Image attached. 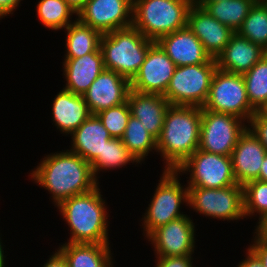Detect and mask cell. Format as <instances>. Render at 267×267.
I'll return each mask as SVG.
<instances>
[{
    "label": "cell",
    "instance_id": "1",
    "mask_svg": "<svg viewBox=\"0 0 267 267\" xmlns=\"http://www.w3.org/2000/svg\"><path fill=\"white\" fill-rule=\"evenodd\" d=\"M32 170L31 178L52 194L57 206L61 201L95 189L99 181L91 165L78 154L69 150L52 153Z\"/></svg>",
    "mask_w": 267,
    "mask_h": 267
},
{
    "label": "cell",
    "instance_id": "2",
    "mask_svg": "<svg viewBox=\"0 0 267 267\" xmlns=\"http://www.w3.org/2000/svg\"><path fill=\"white\" fill-rule=\"evenodd\" d=\"M201 107L173 106L167 109L157 152L166 161L165 170H176L199 146Z\"/></svg>",
    "mask_w": 267,
    "mask_h": 267
},
{
    "label": "cell",
    "instance_id": "3",
    "mask_svg": "<svg viewBox=\"0 0 267 267\" xmlns=\"http://www.w3.org/2000/svg\"><path fill=\"white\" fill-rule=\"evenodd\" d=\"M100 188L61 201L57 207L70 227L67 243L110 244L108 214Z\"/></svg>",
    "mask_w": 267,
    "mask_h": 267
},
{
    "label": "cell",
    "instance_id": "4",
    "mask_svg": "<svg viewBox=\"0 0 267 267\" xmlns=\"http://www.w3.org/2000/svg\"><path fill=\"white\" fill-rule=\"evenodd\" d=\"M154 43L133 26L105 33L100 43L104 68L131 81Z\"/></svg>",
    "mask_w": 267,
    "mask_h": 267
},
{
    "label": "cell",
    "instance_id": "5",
    "mask_svg": "<svg viewBox=\"0 0 267 267\" xmlns=\"http://www.w3.org/2000/svg\"><path fill=\"white\" fill-rule=\"evenodd\" d=\"M192 5V0H136L132 26L146 38L157 42L187 26Z\"/></svg>",
    "mask_w": 267,
    "mask_h": 267
},
{
    "label": "cell",
    "instance_id": "6",
    "mask_svg": "<svg viewBox=\"0 0 267 267\" xmlns=\"http://www.w3.org/2000/svg\"><path fill=\"white\" fill-rule=\"evenodd\" d=\"M216 60L207 63L176 67L163 95L173 106L203 107L207 101Z\"/></svg>",
    "mask_w": 267,
    "mask_h": 267
},
{
    "label": "cell",
    "instance_id": "7",
    "mask_svg": "<svg viewBox=\"0 0 267 267\" xmlns=\"http://www.w3.org/2000/svg\"><path fill=\"white\" fill-rule=\"evenodd\" d=\"M162 173L142 219L145 238L158 227L184 216L185 214L180 212L181 203L185 202L188 206V187L183 188L178 177L179 172L164 169Z\"/></svg>",
    "mask_w": 267,
    "mask_h": 267
},
{
    "label": "cell",
    "instance_id": "8",
    "mask_svg": "<svg viewBox=\"0 0 267 267\" xmlns=\"http://www.w3.org/2000/svg\"><path fill=\"white\" fill-rule=\"evenodd\" d=\"M204 109L237 116L249 121L256 111L251 107L243 75L216 69Z\"/></svg>",
    "mask_w": 267,
    "mask_h": 267
},
{
    "label": "cell",
    "instance_id": "9",
    "mask_svg": "<svg viewBox=\"0 0 267 267\" xmlns=\"http://www.w3.org/2000/svg\"><path fill=\"white\" fill-rule=\"evenodd\" d=\"M245 122L232 114L214 112L202 107L198 149L231 156L239 137L248 128Z\"/></svg>",
    "mask_w": 267,
    "mask_h": 267
},
{
    "label": "cell",
    "instance_id": "10",
    "mask_svg": "<svg viewBox=\"0 0 267 267\" xmlns=\"http://www.w3.org/2000/svg\"><path fill=\"white\" fill-rule=\"evenodd\" d=\"M188 205L199 214L219 220L244 219L243 186L212 189L188 187Z\"/></svg>",
    "mask_w": 267,
    "mask_h": 267
},
{
    "label": "cell",
    "instance_id": "11",
    "mask_svg": "<svg viewBox=\"0 0 267 267\" xmlns=\"http://www.w3.org/2000/svg\"><path fill=\"white\" fill-rule=\"evenodd\" d=\"M190 173L187 187L224 188L236 185L231 156L209 153L197 149L177 169Z\"/></svg>",
    "mask_w": 267,
    "mask_h": 267
},
{
    "label": "cell",
    "instance_id": "12",
    "mask_svg": "<svg viewBox=\"0 0 267 267\" xmlns=\"http://www.w3.org/2000/svg\"><path fill=\"white\" fill-rule=\"evenodd\" d=\"M76 16L83 24L105 34L132 26L133 5L127 0H90Z\"/></svg>",
    "mask_w": 267,
    "mask_h": 267
},
{
    "label": "cell",
    "instance_id": "13",
    "mask_svg": "<svg viewBox=\"0 0 267 267\" xmlns=\"http://www.w3.org/2000/svg\"><path fill=\"white\" fill-rule=\"evenodd\" d=\"M176 67L162 47L155 42L149 48L138 73L130 81V88L139 93L164 95Z\"/></svg>",
    "mask_w": 267,
    "mask_h": 267
},
{
    "label": "cell",
    "instance_id": "14",
    "mask_svg": "<svg viewBox=\"0 0 267 267\" xmlns=\"http://www.w3.org/2000/svg\"><path fill=\"white\" fill-rule=\"evenodd\" d=\"M195 223L188 215L181 216L155 229L148 237L156 256L192 255L195 248Z\"/></svg>",
    "mask_w": 267,
    "mask_h": 267
},
{
    "label": "cell",
    "instance_id": "15",
    "mask_svg": "<svg viewBox=\"0 0 267 267\" xmlns=\"http://www.w3.org/2000/svg\"><path fill=\"white\" fill-rule=\"evenodd\" d=\"M130 89L127 78L104 68L83 97L91 115H96L102 110L125 103Z\"/></svg>",
    "mask_w": 267,
    "mask_h": 267
},
{
    "label": "cell",
    "instance_id": "16",
    "mask_svg": "<svg viewBox=\"0 0 267 267\" xmlns=\"http://www.w3.org/2000/svg\"><path fill=\"white\" fill-rule=\"evenodd\" d=\"M187 26L214 59L224 50L235 33L212 17L204 8L196 5H192L189 9Z\"/></svg>",
    "mask_w": 267,
    "mask_h": 267
},
{
    "label": "cell",
    "instance_id": "17",
    "mask_svg": "<svg viewBox=\"0 0 267 267\" xmlns=\"http://www.w3.org/2000/svg\"><path fill=\"white\" fill-rule=\"evenodd\" d=\"M267 151L258 138L247 128L239 137L231 159L237 184L244 185L259 178L261 165Z\"/></svg>",
    "mask_w": 267,
    "mask_h": 267
},
{
    "label": "cell",
    "instance_id": "18",
    "mask_svg": "<svg viewBox=\"0 0 267 267\" xmlns=\"http://www.w3.org/2000/svg\"><path fill=\"white\" fill-rule=\"evenodd\" d=\"M157 43L177 67L204 64L211 59L188 26L161 37Z\"/></svg>",
    "mask_w": 267,
    "mask_h": 267
},
{
    "label": "cell",
    "instance_id": "19",
    "mask_svg": "<svg viewBox=\"0 0 267 267\" xmlns=\"http://www.w3.org/2000/svg\"><path fill=\"white\" fill-rule=\"evenodd\" d=\"M267 53L235 32L224 50L217 56V68L225 72L241 74L248 72Z\"/></svg>",
    "mask_w": 267,
    "mask_h": 267
},
{
    "label": "cell",
    "instance_id": "20",
    "mask_svg": "<svg viewBox=\"0 0 267 267\" xmlns=\"http://www.w3.org/2000/svg\"><path fill=\"white\" fill-rule=\"evenodd\" d=\"M127 101L131 115L140 120L157 140L163 128L165 113L170 107L168 100L161 94L139 93L130 89Z\"/></svg>",
    "mask_w": 267,
    "mask_h": 267
},
{
    "label": "cell",
    "instance_id": "21",
    "mask_svg": "<svg viewBox=\"0 0 267 267\" xmlns=\"http://www.w3.org/2000/svg\"><path fill=\"white\" fill-rule=\"evenodd\" d=\"M63 69L67 81L63 89L83 95L104 70L102 52L98 50L82 57L64 59Z\"/></svg>",
    "mask_w": 267,
    "mask_h": 267
},
{
    "label": "cell",
    "instance_id": "22",
    "mask_svg": "<svg viewBox=\"0 0 267 267\" xmlns=\"http://www.w3.org/2000/svg\"><path fill=\"white\" fill-rule=\"evenodd\" d=\"M70 136L72 147L69 151L89 164L102 155L106 142L112 138L96 115H90Z\"/></svg>",
    "mask_w": 267,
    "mask_h": 267
},
{
    "label": "cell",
    "instance_id": "23",
    "mask_svg": "<svg viewBox=\"0 0 267 267\" xmlns=\"http://www.w3.org/2000/svg\"><path fill=\"white\" fill-rule=\"evenodd\" d=\"M52 119L63 134H72L90 115L83 95L62 89L52 104Z\"/></svg>",
    "mask_w": 267,
    "mask_h": 267
},
{
    "label": "cell",
    "instance_id": "24",
    "mask_svg": "<svg viewBox=\"0 0 267 267\" xmlns=\"http://www.w3.org/2000/svg\"><path fill=\"white\" fill-rule=\"evenodd\" d=\"M68 267H113L109 244L65 243L57 249Z\"/></svg>",
    "mask_w": 267,
    "mask_h": 267
},
{
    "label": "cell",
    "instance_id": "25",
    "mask_svg": "<svg viewBox=\"0 0 267 267\" xmlns=\"http://www.w3.org/2000/svg\"><path fill=\"white\" fill-rule=\"evenodd\" d=\"M66 55L64 59L78 58L100 50L102 33L83 24L77 18L66 28Z\"/></svg>",
    "mask_w": 267,
    "mask_h": 267
},
{
    "label": "cell",
    "instance_id": "26",
    "mask_svg": "<svg viewBox=\"0 0 267 267\" xmlns=\"http://www.w3.org/2000/svg\"><path fill=\"white\" fill-rule=\"evenodd\" d=\"M257 0H220L203 8L215 19L237 32Z\"/></svg>",
    "mask_w": 267,
    "mask_h": 267
},
{
    "label": "cell",
    "instance_id": "27",
    "mask_svg": "<svg viewBox=\"0 0 267 267\" xmlns=\"http://www.w3.org/2000/svg\"><path fill=\"white\" fill-rule=\"evenodd\" d=\"M121 140L139 163L145 160L149 151L157 152V140L144 128L140 120L132 115Z\"/></svg>",
    "mask_w": 267,
    "mask_h": 267
},
{
    "label": "cell",
    "instance_id": "28",
    "mask_svg": "<svg viewBox=\"0 0 267 267\" xmlns=\"http://www.w3.org/2000/svg\"><path fill=\"white\" fill-rule=\"evenodd\" d=\"M251 107L261 111L267 105V53L243 74Z\"/></svg>",
    "mask_w": 267,
    "mask_h": 267
},
{
    "label": "cell",
    "instance_id": "29",
    "mask_svg": "<svg viewBox=\"0 0 267 267\" xmlns=\"http://www.w3.org/2000/svg\"><path fill=\"white\" fill-rule=\"evenodd\" d=\"M139 163L134 156L128 151L121 139L111 138L106 142L102 155H99L90 165L94 176L98 180V172L121 168L128 163Z\"/></svg>",
    "mask_w": 267,
    "mask_h": 267
},
{
    "label": "cell",
    "instance_id": "30",
    "mask_svg": "<svg viewBox=\"0 0 267 267\" xmlns=\"http://www.w3.org/2000/svg\"><path fill=\"white\" fill-rule=\"evenodd\" d=\"M36 12L40 22L52 30L65 29L72 23L70 16L77 15L64 0H40Z\"/></svg>",
    "mask_w": 267,
    "mask_h": 267
},
{
    "label": "cell",
    "instance_id": "31",
    "mask_svg": "<svg viewBox=\"0 0 267 267\" xmlns=\"http://www.w3.org/2000/svg\"><path fill=\"white\" fill-rule=\"evenodd\" d=\"M237 33L267 51V9L258 0Z\"/></svg>",
    "mask_w": 267,
    "mask_h": 267
},
{
    "label": "cell",
    "instance_id": "32",
    "mask_svg": "<svg viewBox=\"0 0 267 267\" xmlns=\"http://www.w3.org/2000/svg\"><path fill=\"white\" fill-rule=\"evenodd\" d=\"M245 217L261 216L267 211V182L252 180L243 185Z\"/></svg>",
    "mask_w": 267,
    "mask_h": 267
},
{
    "label": "cell",
    "instance_id": "33",
    "mask_svg": "<svg viewBox=\"0 0 267 267\" xmlns=\"http://www.w3.org/2000/svg\"><path fill=\"white\" fill-rule=\"evenodd\" d=\"M112 138L121 139L131 116L128 101L96 114Z\"/></svg>",
    "mask_w": 267,
    "mask_h": 267
},
{
    "label": "cell",
    "instance_id": "34",
    "mask_svg": "<svg viewBox=\"0 0 267 267\" xmlns=\"http://www.w3.org/2000/svg\"><path fill=\"white\" fill-rule=\"evenodd\" d=\"M249 123L248 128L258 138L267 151V116L262 111H256Z\"/></svg>",
    "mask_w": 267,
    "mask_h": 267
},
{
    "label": "cell",
    "instance_id": "35",
    "mask_svg": "<svg viewBox=\"0 0 267 267\" xmlns=\"http://www.w3.org/2000/svg\"><path fill=\"white\" fill-rule=\"evenodd\" d=\"M156 267H193L192 255L156 257Z\"/></svg>",
    "mask_w": 267,
    "mask_h": 267
},
{
    "label": "cell",
    "instance_id": "36",
    "mask_svg": "<svg viewBox=\"0 0 267 267\" xmlns=\"http://www.w3.org/2000/svg\"><path fill=\"white\" fill-rule=\"evenodd\" d=\"M253 241L248 248L259 258L262 265L267 267V242L256 238Z\"/></svg>",
    "mask_w": 267,
    "mask_h": 267
},
{
    "label": "cell",
    "instance_id": "37",
    "mask_svg": "<svg viewBox=\"0 0 267 267\" xmlns=\"http://www.w3.org/2000/svg\"><path fill=\"white\" fill-rule=\"evenodd\" d=\"M258 225L256 226L255 229V237L253 238L256 239H261L263 241L267 242V211L263 213L261 216H259L258 219Z\"/></svg>",
    "mask_w": 267,
    "mask_h": 267
},
{
    "label": "cell",
    "instance_id": "38",
    "mask_svg": "<svg viewBox=\"0 0 267 267\" xmlns=\"http://www.w3.org/2000/svg\"><path fill=\"white\" fill-rule=\"evenodd\" d=\"M21 0H0V18L13 14L14 9L19 6Z\"/></svg>",
    "mask_w": 267,
    "mask_h": 267
},
{
    "label": "cell",
    "instance_id": "39",
    "mask_svg": "<svg viewBox=\"0 0 267 267\" xmlns=\"http://www.w3.org/2000/svg\"><path fill=\"white\" fill-rule=\"evenodd\" d=\"M43 267H68V264L63 255L57 250L51 255Z\"/></svg>",
    "mask_w": 267,
    "mask_h": 267
},
{
    "label": "cell",
    "instance_id": "40",
    "mask_svg": "<svg viewBox=\"0 0 267 267\" xmlns=\"http://www.w3.org/2000/svg\"><path fill=\"white\" fill-rule=\"evenodd\" d=\"M248 254V255H247ZM237 267H264L259 258L248 248L246 258Z\"/></svg>",
    "mask_w": 267,
    "mask_h": 267
},
{
    "label": "cell",
    "instance_id": "41",
    "mask_svg": "<svg viewBox=\"0 0 267 267\" xmlns=\"http://www.w3.org/2000/svg\"><path fill=\"white\" fill-rule=\"evenodd\" d=\"M76 13L90 0H64Z\"/></svg>",
    "mask_w": 267,
    "mask_h": 267
},
{
    "label": "cell",
    "instance_id": "42",
    "mask_svg": "<svg viewBox=\"0 0 267 267\" xmlns=\"http://www.w3.org/2000/svg\"><path fill=\"white\" fill-rule=\"evenodd\" d=\"M257 180L267 182V153L261 165L259 178Z\"/></svg>",
    "mask_w": 267,
    "mask_h": 267
},
{
    "label": "cell",
    "instance_id": "43",
    "mask_svg": "<svg viewBox=\"0 0 267 267\" xmlns=\"http://www.w3.org/2000/svg\"><path fill=\"white\" fill-rule=\"evenodd\" d=\"M214 1H220V0H192V4L203 8L208 2H214Z\"/></svg>",
    "mask_w": 267,
    "mask_h": 267
},
{
    "label": "cell",
    "instance_id": "44",
    "mask_svg": "<svg viewBox=\"0 0 267 267\" xmlns=\"http://www.w3.org/2000/svg\"><path fill=\"white\" fill-rule=\"evenodd\" d=\"M4 258H6V257L4 256L2 241L0 239V267H5V259Z\"/></svg>",
    "mask_w": 267,
    "mask_h": 267
},
{
    "label": "cell",
    "instance_id": "45",
    "mask_svg": "<svg viewBox=\"0 0 267 267\" xmlns=\"http://www.w3.org/2000/svg\"><path fill=\"white\" fill-rule=\"evenodd\" d=\"M267 9V0H258Z\"/></svg>",
    "mask_w": 267,
    "mask_h": 267
},
{
    "label": "cell",
    "instance_id": "46",
    "mask_svg": "<svg viewBox=\"0 0 267 267\" xmlns=\"http://www.w3.org/2000/svg\"><path fill=\"white\" fill-rule=\"evenodd\" d=\"M261 111L267 116V105Z\"/></svg>",
    "mask_w": 267,
    "mask_h": 267
},
{
    "label": "cell",
    "instance_id": "47",
    "mask_svg": "<svg viewBox=\"0 0 267 267\" xmlns=\"http://www.w3.org/2000/svg\"><path fill=\"white\" fill-rule=\"evenodd\" d=\"M127 1H129L133 5L136 0H127Z\"/></svg>",
    "mask_w": 267,
    "mask_h": 267
}]
</instances>
